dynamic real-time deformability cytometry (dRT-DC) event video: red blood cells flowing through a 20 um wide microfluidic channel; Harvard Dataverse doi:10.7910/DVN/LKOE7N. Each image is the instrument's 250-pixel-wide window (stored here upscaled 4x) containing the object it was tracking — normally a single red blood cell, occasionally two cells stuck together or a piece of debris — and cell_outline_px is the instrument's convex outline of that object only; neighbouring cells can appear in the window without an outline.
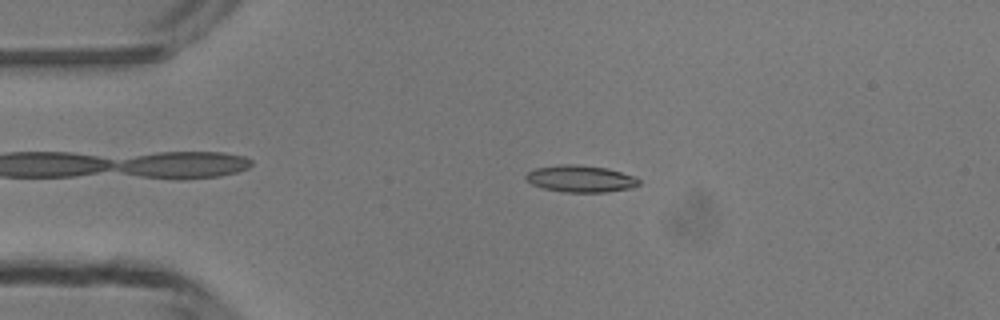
{"species": "common noctule bat (a hibernating species)", "species_latin": "Nyctalus noctula", "temperature_condition": "room temperature", "stored_images_in_passage": 5, "camera_frame_rate_fps": 3000, "um_per_image_px": 0.085, "animal": {"sex": "male", "body_mass_g": 13.3}, "frame": {"image": 1, "passage_image": 4, "time_ms": 3.333, "image_size_px": [1000, 320], "cell_outline_px": [[640, 184], [632, 188], [604, 192], [564, 192], [544, 188], [532, 184], [524, 176], [528, 172], [536, 168], [560, 164], [580, 164], [608, 168], [632, 176], [640, 180]], "centroid_in_image_um": [49.35, 15.18], "position_along_channel_um": 35.6, "area_um2": 17.63}}